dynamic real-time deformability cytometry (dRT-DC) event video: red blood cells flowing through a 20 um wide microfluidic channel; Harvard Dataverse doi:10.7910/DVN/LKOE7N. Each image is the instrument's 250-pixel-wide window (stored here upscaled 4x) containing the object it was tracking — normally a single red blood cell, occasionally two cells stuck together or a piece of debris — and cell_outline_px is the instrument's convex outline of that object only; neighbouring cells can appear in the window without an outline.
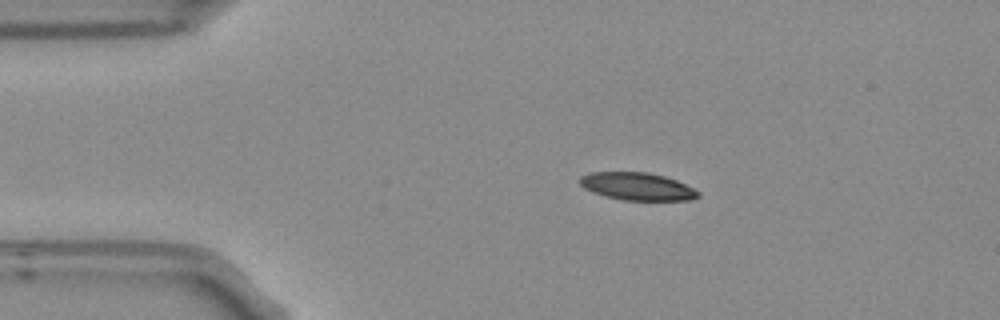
{"species": "Egyptian fruit bat (a non-hibernating species)", "species_latin": "Rousettus aegyptiacus", "temperature_condition": "room temperature", "stored_images_in_passage": 4, "camera_frame_rate_fps": 3000, "um_per_image_px": 0.085, "frame": {"image": 1, "passage_image": 2, "time_ms": 0.333, "image_size_px": [1000, 320], "cell_outline_px": [[700, 196], [692, 200], [624, 200], [604, 196], [592, 192], [584, 188], [580, 184], [580, 176], [588, 172], [648, 172], [664, 176], [676, 180], [700, 192]], "centroid_in_image_um": [54.15, 15.84], "position_along_channel_um": 30.9, "area_um2": 19.07}}
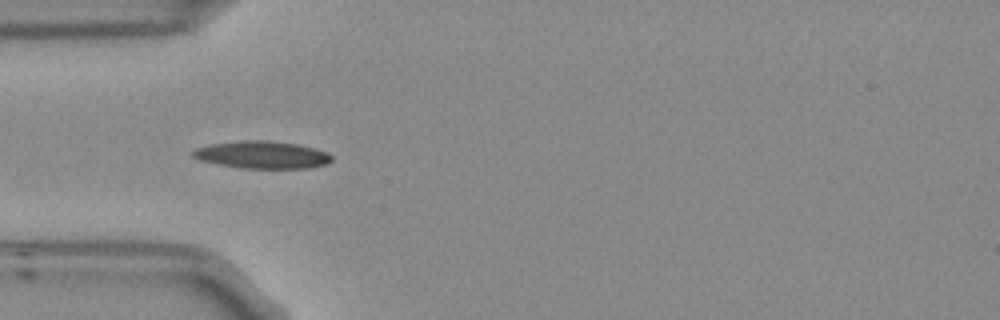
{"frame": {"image": 2, "passage_image": 3, "time_ms": 0.667, "image_size_px": [1000, 320], "cell_outline_px": [[332, 160], [328, 164], [308, 168], [240, 168], [216, 164], [200, 160], [192, 156], [192, 152], [196, 148], [208, 144], [244, 140], [268, 140], [300, 144], [316, 148], [328, 152], [332, 156]], "centroid_in_image_um": [22.3, 13.15], "position_along_channel_um": 62.7, "area_um2": 22.48}}